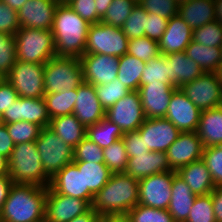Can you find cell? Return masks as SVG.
Here are the masks:
<instances>
[{
	"label": "cell",
	"instance_id": "obj_1",
	"mask_svg": "<svg viewBox=\"0 0 222 222\" xmlns=\"http://www.w3.org/2000/svg\"><path fill=\"white\" fill-rule=\"evenodd\" d=\"M89 26L68 4H58L51 29L56 56L80 58L85 53Z\"/></svg>",
	"mask_w": 222,
	"mask_h": 222
},
{
	"label": "cell",
	"instance_id": "obj_2",
	"mask_svg": "<svg viewBox=\"0 0 222 222\" xmlns=\"http://www.w3.org/2000/svg\"><path fill=\"white\" fill-rule=\"evenodd\" d=\"M139 203V180L126 173H112L91 203L101 217L126 215Z\"/></svg>",
	"mask_w": 222,
	"mask_h": 222
},
{
	"label": "cell",
	"instance_id": "obj_3",
	"mask_svg": "<svg viewBox=\"0 0 222 222\" xmlns=\"http://www.w3.org/2000/svg\"><path fill=\"white\" fill-rule=\"evenodd\" d=\"M48 187L14 184L9 192L0 222H34L45 216Z\"/></svg>",
	"mask_w": 222,
	"mask_h": 222
},
{
	"label": "cell",
	"instance_id": "obj_4",
	"mask_svg": "<svg viewBox=\"0 0 222 222\" xmlns=\"http://www.w3.org/2000/svg\"><path fill=\"white\" fill-rule=\"evenodd\" d=\"M8 174L14 184L48 187L51 181L43 168L35 141L15 144L8 158Z\"/></svg>",
	"mask_w": 222,
	"mask_h": 222
},
{
	"label": "cell",
	"instance_id": "obj_5",
	"mask_svg": "<svg viewBox=\"0 0 222 222\" xmlns=\"http://www.w3.org/2000/svg\"><path fill=\"white\" fill-rule=\"evenodd\" d=\"M17 60L45 64L56 56L52 30L20 27L14 34Z\"/></svg>",
	"mask_w": 222,
	"mask_h": 222
},
{
	"label": "cell",
	"instance_id": "obj_6",
	"mask_svg": "<svg viewBox=\"0 0 222 222\" xmlns=\"http://www.w3.org/2000/svg\"><path fill=\"white\" fill-rule=\"evenodd\" d=\"M84 82L79 58L54 56L45 63V94L73 90Z\"/></svg>",
	"mask_w": 222,
	"mask_h": 222
},
{
	"label": "cell",
	"instance_id": "obj_7",
	"mask_svg": "<svg viewBox=\"0 0 222 222\" xmlns=\"http://www.w3.org/2000/svg\"><path fill=\"white\" fill-rule=\"evenodd\" d=\"M128 42L121 28L100 21L88 28L85 53L121 57L128 51Z\"/></svg>",
	"mask_w": 222,
	"mask_h": 222
},
{
	"label": "cell",
	"instance_id": "obj_8",
	"mask_svg": "<svg viewBox=\"0 0 222 222\" xmlns=\"http://www.w3.org/2000/svg\"><path fill=\"white\" fill-rule=\"evenodd\" d=\"M35 144L41 156L43 168L50 177L73 162L74 148L65 143L48 127L41 129Z\"/></svg>",
	"mask_w": 222,
	"mask_h": 222
},
{
	"label": "cell",
	"instance_id": "obj_9",
	"mask_svg": "<svg viewBox=\"0 0 222 222\" xmlns=\"http://www.w3.org/2000/svg\"><path fill=\"white\" fill-rule=\"evenodd\" d=\"M45 64H36L16 60L10 72L5 76L19 97L44 98Z\"/></svg>",
	"mask_w": 222,
	"mask_h": 222
},
{
	"label": "cell",
	"instance_id": "obj_10",
	"mask_svg": "<svg viewBox=\"0 0 222 222\" xmlns=\"http://www.w3.org/2000/svg\"><path fill=\"white\" fill-rule=\"evenodd\" d=\"M180 89L201 111L222 105V86L217 72H204Z\"/></svg>",
	"mask_w": 222,
	"mask_h": 222
},
{
	"label": "cell",
	"instance_id": "obj_11",
	"mask_svg": "<svg viewBox=\"0 0 222 222\" xmlns=\"http://www.w3.org/2000/svg\"><path fill=\"white\" fill-rule=\"evenodd\" d=\"M176 171L150 175L139 180V203L143 206L167 210L171 200L173 177Z\"/></svg>",
	"mask_w": 222,
	"mask_h": 222
},
{
	"label": "cell",
	"instance_id": "obj_12",
	"mask_svg": "<svg viewBox=\"0 0 222 222\" xmlns=\"http://www.w3.org/2000/svg\"><path fill=\"white\" fill-rule=\"evenodd\" d=\"M105 118L118 125L123 133L137 131L146 120L139 91H130L108 108Z\"/></svg>",
	"mask_w": 222,
	"mask_h": 222
},
{
	"label": "cell",
	"instance_id": "obj_13",
	"mask_svg": "<svg viewBox=\"0 0 222 222\" xmlns=\"http://www.w3.org/2000/svg\"><path fill=\"white\" fill-rule=\"evenodd\" d=\"M84 82L94 86L108 84L117 78L119 57L84 53L80 58Z\"/></svg>",
	"mask_w": 222,
	"mask_h": 222
},
{
	"label": "cell",
	"instance_id": "obj_14",
	"mask_svg": "<svg viewBox=\"0 0 222 222\" xmlns=\"http://www.w3.org/2000/svg\"><path fill=\"white\" fill-rule=\"evenodd\" d=\"M90 207L86 200L59 194L48 186L44 217L48 222H69Z\"/></svg>",
	"mask_w": 222,
	"mask_h": 222
},
{
	"label": "cell",
	"instance_id": "obj_15",
	"mask_svg": "<svg viewBox=\"0 0 222 222\" xmlns=\"http://www.w3.org/2000/svg\"><path fill=\"white\" fill-rule=\"evenodd\" d=\"M141 138H144L149 151L166 152L169 146L178 138L181 131L168 119L146 118L138 128Z\"/></svg>",
	"mask_w": 222,
	"mask_h": 222
},
{
	"label": "cell",
	"instance_id": "obj_16",
	"mask_svg": "<svg viewBox=\"0 0 222 222\" xmlns=\"http://www.w3.org/2000/svg\"><path fill=\"white\" fill-rule=\"evenodd\" d=\"M4 124L18 121L36 123L42 128L48 127L50 117L44 98L19 97L13 105L3 113Z\"/></svg>",
	"mask_w": 222,
	"mask_h": 222
},
{
	"label": "cell",
	"instance_id": "obj_17",
	"mask_svg": "<svg viewBox=\"0 0 222 222\" xmlns=\"http://www.w3.org/2000/svg\"><path fill=\"white\" fill-rule=\"evenodd\" d=\"M200 114L201 110L177 88L171 96L165 118L181 132H196Z\"/></svg>",
	"mask_w": 222,
	"mask_h": 222
},
{
	"label": "cell",
	"instance_id": "obj_18",
	"mask_svg": "<svg viewBox=\"0 0 222 222\" xmlns=\"http://www.w3.org/2000/svg\"><path fill=\"white\" fill-rule=\"evenodd\" d=\"M203 144L196 132H181L166 151L170 168H179L202 159Z\"/></svg>",
	"mask_w": 222,
	"mask_h": 222
},
{
	"label": "cell",
	"instance_id": "obj_19",
	"mask_svg": "<svg viewBox=\"0 0 222 222\" xmlns=\"http://www.w3.org/2000/svg\"><path fill=\"white\" fill-rule=\"evenodd\" d=\"M173 84L155 82L139 87V94L146 118H164L173 92Z\"/></svg>",
	"mask_w": 222,
	"mask_h": 222
},
{
	"label": "cell",
	"instance_id": "obj_20",
	"mask_svg": "<svg viewBox=\"0 0 222 222\" xmlns=\"http://www.w3.org/2000/svg\"><path fill=\"white\" fill-rule=\"evenodd\" d=\"M49 186L59 194L84 199L90 205L93 201L94 194L90 190H84L83 170H79L74 162L51 177Z\"/></svg>",
	"mask_w": 222,
	"mask_h": 222
},
{
	"label": "cell",
	"instance_id": "obj_21",
	"mask_svg": "<svg viewBox=\"0 0 222 222\" xmlns=\"http://www.w3.org/2000/svg\"><path fill=\"white\" fill-rule=\"evenodd\" d=\"M77 95L73 114L85 127L105 118L106 110L99 102L94 85L83 82L77 87Z\"/></svg>",
	"mask_w": 222,
	"mask_h": 222
},
{
	"label": "cell",
	"instance_id": "obj_22",
	"mask_svg": "<svg viewBox=\"0 0 222 222\" xmlns=\"http://www.w3.org/2000/svg\"><path fill=\"white\" fill-rule=\"evenodd\" d=\"M57 5L50 0H27L17 12L20 27L51 30Z\"/></svg>",
	"mask_w": 222,
	"mask_h": 222
},
{
	"label": "cell",
	"instance_id": "obj_23",
	"mask_svg": "<svg viewBox=\"0 0 222 222\" xmlns=\"http://www.w3.org/2000/svg\"><path fill=\"white\" fill-rule=\"evenodd\" d=\"M193 30L179 17H171L167 22V27L158 41L160 53L162 55L185 51L192 41Z\"/></svg>",
	"mask_w": 222,
	"mask_h": 222
},
{
	"label": "cell",
	"instance_id": "obj_24",
	"mask_svg": "<svg viewBox=\"0 0 222 222\" xmlns=\"http://www.w3.org/2000/svg\"><path fill=\"white\" fill-rule=\"evenodd\" d=\"M172 171L168 163L166 152L149 151L147 154H136L129 157L125 173L136 180L150 175Z\"/></svg>",
	"mask_w": 222,
	"mask_h": 222
},
{
	"label": "cell",
	"instance_id": "obj_25",
	"mask_svg": "<svg viewBox=\"0 0 222 222\" xmlns=\"http://www.w3.org/2000/svg\"><path fill=\"white\" fill-rule=\"evenodd\" d=\"M165 56V66L168 67V80L177 88L192 82L204 71L185 51L167 54Z\"/></svg>",
	"mask_w": 222,
	"mask_h": 222
},
{
	"label": "cell",
	"instance_id": "obj_26",
	"mask_svg": "<svg viewBox=\"0 0 222 222\" xmlns=\"http://www.w3.org/2000/svg\"><path fill=\"white\" fill-rule=\"evenodd\" d=\"M176 173L197 196L208 195L215 188L211 173L202 159L179 168Z\"/></svg>",
	"mask_w": 222,
	"mask_h": 222
},
{
	"label": "cell",
	"instance_id": "obj_27",
	"mask_svg": "<svg viewBox=\"0 0 222 222\" xmlns=\"http://www.w3.org/2000/svg\"><path fill=\"white\" fill-rule=\"evenodd\" d=\"M196 133L204 148L222 144V105L201 111Z\"/></svg>",
	"mask_w": 222,
	"mask_h": 222
},
{
	"label": "cell",
	"instance_id": "obj_28",
	"mask_svg": "<svg viewBox=\"0 0 222 222\" xmlns=\"http://www.w3.org/2000/svg\"><path fill=\"white\" fill-rule=\"evenodd\" d=\"M171 192L167 210L172 215L174 222H186L197 195L177 174L173 177Z\"/></svg>",
	"mask_w": 222,
	"mask_h": 222
},
{
	"label": "cell",
	"instance_id": "obj_29",
	"mask_svg": "<svg viewBox=\"0 0 222 222\" xmlns=\"http://www.w3.org/2000/svg\"><path fill=\"white\" fill-rule=\"evenodd\" d=\"M188 26L194 30L215 18L214 0H191L178 5V13Z\"/></svg>",
	"mask_w": 222,
	"mask_h": 222
},
{
	"label": "cell",
	"instance_id": "obj_30",
	"mask_svg": "<svg viewBox=\"0 0 222 222\" xmlns=\"http://www.w3.org/2000/svg\"><path fill=\"white\" fill-rule=\"evenodd\" d=\"M48 128L72 148H75L86 137V127L74 114L50 119Z\"/></svg>",
	"mask_w": 222,
	"mask_h": 222
},
{
	"label": "cell",
	"instance_id": "obj_31",
	"mask_svg": "<svg viewBox=\"0 0 222 222\" xmlns=\"http://www.w3.org/2000/svg\"><path fill=\"white\" fill-rule=\"evenodd\" d=\"M185 53L206 73L217 72L222 64L220 47H208L192 40L185 49Z\"/></svg>",
	"mask_w": 222,
	"mask_h": 222
},
{
	"label": "cell",
	"instance_id": "obj_32",
	"mask_svg": "<svg viewBox=\"0 0 222 222\" xmlns=\"http://www.w3.org/2000/svg\"><path fill=\"white\" fill-rule=\"evenodd\" d=\"M117 79L130 91H138L146 62L125 53L119 57Z\"/></svg>",
	"mask_w": 222,
	"mask_h": 222
},
{
	"label": "cell",
	"instance_id": "obj_33",
	"mask_svg": "<svg viewBox=\"0 0 222 222\" xmlns=\"http://www.w3.org/2000/svg\"><path fill=\"white\" fill-rule=\"evenodd\" d=\"M79 170H83L84 190L94 195L109 181L112 172L104 163L74 162Z\"/></svg>",
	"mask_w": 222,
	"mask_h": 222
},
{
	"label": "cell",
	"instance_id": "obj_34",
	"mask_svg": "<svg viewBox=\"0 0 222 222\" xmlns=\"http://www.w3.org/2000/svg\"><path fill=\"white\" fill-rule=\"evenodd\" d=\"M124 133L115 123L107 118L98 123L86 127V137L95 142L100 148H105L122 138Z\"/></svg>",
	"mask_w": 222,
	"mask_h": 222
},
{
	"label": "cell",
	"instance_id": "obj_35",
	"mask_svg": "<svg viewBox=\"0 0 222 222\" xmlns=\"http://www.w3.org/2000/svg\"><path fill=\"white\" fill-rule=\"evenodd\" d=\"M77 96V88L70 91L64 89L60 93L45 94L44 99L50 119L73 114Z\"/></svg>",
	"mask_w": 222,
	"mask_h": 222
},
{
	"label": "cell",
	"instance_id": "obj_36",
	"mask_svg": "<svg viewBox=\"0 0 222 222\" xmlns=\"http://www.w3.org/2000/svg\"><path fill=\"white\" fill-rule=\"evenodd\" d=\"M104 164L112 173H125L129 157L122 138L103 148Z\"/></svg>",
	"mask_w": 222,
	"mask_h": 222
},
{
	"label": "cell",
	"instance_id": "obj_37",
	"mask_svg": "<svg viewBox=\"0 0 222 222\" xmlns=\"http://www.w3.org/2000/svg\"><path fill=\"white\" fill-rule=\"evenodd\" d=\"M95 90L99 102L105 110L130 92L117 78L108 84L95 86Z\"/></svg>",
	"mask_w": 222,
	"mask_h": 222
},
{
	"label": "cell",
	"instance_id": "obj_38",
	"mask_svg": "<svg viewBox=\"0 0 222 222\" xmlns=\"http://www.w3.org/2000/svg\"><path fill=\"white\" fill-rule=\"evenodd\" d=\"M136 4L131 0H112L101 22L121 28Z\"/></svg>",
	"mask_w": 222,
	"mask_h": 222
},
{
	"label": "cell",
	"instance_id": "obj_39",
	"mask_svg": "<svg viewBox=\"0 0 222 222\" xmlns=\"http://www.w3.org/2000/svg\"><path fill=\"white\" fill-rule=\"evenodd\" d=\"M127 53L144 62L156 58L161 54L158 41L146 36L130 39Z\"/></svg>",
	"mask_w": 222,
	"mask_h": 222
},
{
	"label": "cell",
	"instance_id": "obj_40",
	"mask_svg": "<svg viewBox=\"0 0 222 222\" xmlns=\"http://www.w3.org/2000/svg\"><path fill=\"white\" fill-rule=\"evenodd\" d=\"M155 82L172 84L168 80V67L165 66V56L162 54L146 62L140 78V86Z\"/></svg>",
	"mask_w": 222,
	"mask_h": 222
},
{
	"label": "cell",
	"instance_id": "obj_41",
	"mask_svg": "<svg viewBox=\"0 0 222 222\" xmlns=\"http://www.w3.org/2000/svg\"><path fill=\"white\" fill-rule=\"evenodd\" d=\"M130 222H174L168 210L137 204L127 214Z\"/></svg>",
	"mask_w": 222,
	"mask_h": 222
},
{
	"label": "cell",
	"instance_id": "obj_42",
	"mask_svg": "<svg viewBox=\"0 0 222 222\" xmlns=\"http://www.w3.org/2000/svg\"><path fill=\"white\" fill-rule=\"evenodd\" d=\"M8 134L15 144L36 141L39 138L42 127L28 121H18L5 124Z\"/></svg>",
	"mask_w": 222,
	"mask_h": 222
},
{
	"label": "cell",
	"instance_id": "obj_43",
	"mask_svg": "<svg viewBox=\"0 0 222 222\" xmlns=\"http://www.w3.org/2000/svg\"><path fill=\"white\" fill-rule=\"evenodd\" d=\"M192 40L208 47H220L222 44V25L214 20L193 30Z\"/></svg>",
	"mask_w": 222,
	"mask_h": 222
},
{
	"label": "cell",
	"instance_id": "obj_44",
	"mask_svg": "<svg viewBox=\"0 0 222 222\" xmlns=\"http://www.w3.org/2000/svg\"><path fill=\"white\" fill-rule=\"evenodd\" d=\"M146 15L147 12L137 3L121 27L129 40L146 36Z\"/></svg>",
	"mask_w": 222,
	"mask_h": 222
},
{
	"label": "cell",
	"instance_id": "obj_45",
	"mask_svg": "<svg viewBox=\"0 0 222 222\" xmlns=\"http://www.w3.org/2000/svg\"><path fill=\"white\" fill-rule=\"evenodd\" d=\"M17 60L14 35L0 32V74L6 76Z\"/></svg>",
	"mask_w": 222,
	"mask_h": 222
},
{
	"label": "cell",
	"instance_id": "obj_46",
	"mask_svg": "<svg viewBox=\"0 0 222 222\" xmlns=\"http://www.w3.org/2000/svg\"><path fill=\"white\" fill-rule=\"evenodd\" d=\"M186 222H216L211 194L196 196Z\"/></svg>",
	"mask_w": 222,
	"mask_h": 222
},
{
	"label": "cell",
	"instance_id": "obj_47",
	"mask_svg": "<svg viewBox=\"0 0 222 222\" xmlns=\"http://www.w3.org/2000/svg\"><path fill=\"white\" fill-rule=\"evenodd\" d=\"M73 162L104 163L103 148L85 137L74 148Z\"/></svg>",
	"mask_w": 222,
	"mask_h": 222
},
{
	"label": "cell",
	"instance_id": "obj_48",
	"mask_svg": "<svg viewBox=\"0 0 222 222\" xmlns=\"http://www.w3.org/2000/svg\"><path fill=\"white\" fill-rule=\"evenodd\" d=\"M202 160L211 173L215 187L222 186V146L204 148Z\"/></svg>",
	"mask_w": 222,
	"mask_h": 222
},
{
	"label": "cell",
	"instance_id": "obj_49",
	"mask_svg": "<svg viewBox=\"0 0 222 222\" xmlns=\"http://www.w3.org/2000/svg\"><path fill=\"white\" fill-rule=\"evenodd\" d=\"M138 4L147 13H153L168 20L178 13L176 0H139Z\"/></svg>",
	"mask_w": 222,
	"mask_h": 222
},
{
	"label": "cell",
	"instance_id": "obj_50",
	"mask_svg": "<svg viewBox=\"0 0 222 222\" xmlns=\"http://www.w3.org/2000/svg\"><path fill=\"white\" fill-rule=\"evenodd\" d=\"M20 29L18 13L0 2V32L14 35Z\"/></svg>",
	"mask_w": 222,
	"mask_h": 222
},
{
	"label": "cell",
	"instance_id": "obj_51",
	"mask_svg": "<svg viewBox=\"0 0 222 222\" xmlns=\"http://www.w3.org/2000/svg\"><path fill=\"white\" fill-rule=\"evenodd\" d=\"M68 6L89 24L99 23L101 21L96 11L95 0H71Z\"/></svg>",
	"mask_w": 222,
	"mask_h": 222
},
{
	"label": "cell",
	"instance_id": "obj_52",
	"mask_svg": "<svg viewBox=\"0 0 222 222\" xmlns=\"http://www.w3.org/2000/svg\"><path fill=\"white\" fill-rule=\"evenodd\" d=\"M168 19L153 13L146 15V37L159 41L167 27Z\"/></svg>",
	"mask_w": 222,
	"mask_h": 222
},
{
	"label": "cell",
	"instance_id": "obj_53",
	"mask_svg": "<svg viewBox=\"0 0 222 222\" xmlns=\"http://www.w3.org/2000/svg\"><path fill=\"white\" fill-rule=\"evenodd\" d=\"M122 140L125 143L128 157H133L136 154H147L149 152L146 149L144 138H141L138 130L124 133Z\"/></svg>",
	"mask_w": 222,
	"mask_h": 222
},
{
	"label": "cell",
	"instance_id": "obj_54",
	"mask_svg": "<svg viewBox=\"0 0 222 222\" xmlns=\"http://www.w3.org/2000/svg\"><path fill=\"white\" fill-rule=\"evenodd\" d=\"M18 98L19 96L16 90L4 79L0 83V112L3 114Z\"/></svg>",
	"mask_w": 222,
	"mask_h": 222
},
{
	"label": "cell",
	"instance_id": "obj_55",
	"mask_svg": "<svg viewBox=\"0 0 222 222\" xmlns=\"http://www.w3.org/2000/svg\"><path fill=\"white\" fill-rule=\"evenodd\" d=\"M15 143L8 134L7 127L5 124L0 126V155L9 158Z\"/></svg>",
	"mask_w": 222,
	"mask_h": 222
},
{
	"label": "cell",
	"instance_id": "obj_56",
	"mask_svg": "<svg viewBox=\"0 0 222 222\" xmlns=\"http://www.w3.org/2000/svg\"><path fill=\"white\" fill-rule=\"evenodd\" d=\"M216 222H222V186H217L210 193Z\"/></svg>",
	"mask_w": 222,
	"mask_h": 222
},
{
	"label": "cell",
	"instance_id": "obj_57",
	"mask_svg": "<svg viewBox=\"0 0 222 222\" xmlns=\"http://www.w3.org/2000/svg\"><path fill=\"white\" fill-rule=\"evenodd\" d=\"M14 185L9 175L0 176V212L7 200L11 187Z\"/></svg>",
	"mask_w": 222,
	"mask_h": 222
},
{
	"label": "cell",
	"instance_id": "obj_58",
	"mask_svg": "<svg viewBox=\"0 0 222 222\" xmlns=\"http://www.w3.org/2000/svg\"><path fill=\"white\" fill-rule=\"evenodd\" d=\"M101 218L102 217L90 207L85 213L78 215L69 222H100Z\"/></svg>",
	"mask_w": 222,
	"mask_h": 222
},
{
	"label": "cell",
	"instance_id": "obj_59",
	"mask_svg": "<svg viewBox=\"0 0 222 222\" xmlns=\"http://www.w3.org/2000/svg\"><path fill=\"white\" fill-rule=\"evenodd\" d=\"M111 3L112 0H95L96 11L101 19L106 14V11Z\"/></svg>",
	"mask_w": 222,
	"mask_h": 222
},
{
	"label": "cell",
	"instance_id": "obj_60",
	"mask_svg": "<svg viewBox=\"0 0 222 222\" xmlns=\"http://www.w3.org/2000/svg\"><path fill=\"white\" fill-rule=\"evenodd\" d=\"M100 222H130L127 215H110L102 217Z\"/></svg>",
	"mask_w": 222,
	"mask_h": 222
},
{
	"label": "cell",
	"instance_id": "obj_61",
	"mask_svg": "<svg viewBox=\"0 0 222 222\" xmlns=\"http://www.w3.org/2000/svg\"><path fill=\"white\" fill-rule=\"evenodd\" d=\"M26 1L27 0H2L3 3H5L6 5H8L10 8L14 9L17 12Z\"/></svg>",
	"mask_w": 222,
	"mask_h": 222
},
{
	"label": "cell",
	"instance_id": "obj_62",
	"mask_svg": "<svg viewBox=\"0 0 222 222\" xmlns=\"http://www.w3.org/2000/svg\"><path fill=\"white\" fill-rule=\"evenodd\" d=\"M215 18L222 25V0H214Z\"/></svg>",
	"mask_w": 222,
	"mask_h": 222
},
{
	"label": "cell",
	"instance_id": "obj_63",
	"mask_svg": "<svg viewBox=\"0 0 222 222\" xmlns=\"http://www.w3.org/2000/svg\"><path fill=\"white\" fill-rule=\"evenodd\" d=\"M8 174V159L0 155V176Z\"/></svg>",
	"mask_w": 222,
	"mask_h": 222
},
{
	"label": "cell",
	"instance_id": "obj_64",
	"mask_svg": "<svg viewBox=\"0 0 222 222\" xmlns=\"http://www.w3.org/2000/svg\"><path fill=\"white\" fill-rule=\"evenodd\" d=\"M217 75L219 77V81L221 83V86H222V64L220 65L218 71H217Z\"/></svg>",
	"mask_w": 222,
	"mask_h": 222
},
{
	"label": "cell",
	"instance_id": "obj_65",
	"mask_svg": "<svg viewBox=\"0 0 222 222\" xmlns=\"http://www.w3.org/2000/svg\"><path fill=\"white\" fill-rule=\"evenodd\" d=\"M188 1H191V0H176L177 4L180 5L184 2H188Z\"/></svg>",
	"mask_w": 222,
	"mask_h": 222
},
{
	"label": "cell",
	"instance_id": "obj_66",
	"mask_svg": "<svg viewBox=\"0 0 222 222\" xmlns=\"http://www.w3.org/2000/svg\"><path fill=\"white\" fill-rule=\"evenodd\" d=\"M4 124L3 114L0 112V126Z\"/></svg>",
	"mask_w": 222,
	"mask_h": 222
},
{
	"label": "cell",
	"instance_id": "obj_67",
	"mask_svg": "<svg viewBox=\"0 0 222 222\" xmlns=\"http://www.w3.org/2000/svg\"><path fill=\"white\" fill-rule=\"evenodd\" d=\"M50 1H52V2H54L56 4H62V0H50Z\"/></svg>",
	"mask_w": 222,
	"mask_h": 222
},
{
	"label": "cell",
	"instance_id": "obj_68",
	"mask_svg": "<svg viewBox=\"0 0 222 222\" xmlns=\"http://www.w3.org/2000/svg\"><path fill=\"white\" fill-rule=\"evenodd\" d=\"M34 222H48L46 219H45V217L44 218H42V219H40V220H38V221H34Z\"/></svg>",
	"mask_w": 222,
	"mask_h": 222
},
{
	"label": "cell",
	"instance_id": "obj_69",
	"mask_svg": "<svg viewBox=\"0 0 222 222\" xmlns=\"http://www.w3.org/2000/svg\"><path fill=\"white\" fill-rule=\"evenodd\" d=\"M71 0H62V3L68 4Z\"/></svg>",
	"mask_w": 222,
	"mask_h": 222
},
{
	"label": "cell",
	"instance_id": "obj_70",
	"mask_svg": "<svg viewBox=\"0 0 222 222\" xmlns=\"http://www.w3.org/2000/svg\"><path fill=\"white\" fill-rule=\"evenodd\" d=\"M4 79H5V77L0 74V83H1Z\"/></svg>",
	"mask_w": 222,
	"mask_h": 222
},
{
	"label": "cell",
	"instance_id": "obj_71",
	"mask_svg": "<svg viewBox=\"0 0 222 222\" xmlns=\"http://www.w3.org/2000/svg\"><path fill=\"white\" fill-rule=\"evenodd\" d=\"M131 1H134L135 3H139V0H131Z\"/></svg>",
	"mask_w": 222,
	"mask_h": 222
},
{
	"label": "cell",
	"instance_id": "obj_72",
	"mask_svg": "<svg viewBox=\"0 0 222 222\" xmlns=\"http://www.w3.org/2000/svg\"><path fill=\"white\" fill-rule=\"evenodd\" d=\"M220 50H221V57H222V44H221V46H220Z\"/></svg>",
	"mask_w": 222,
	"mask_h": 222
}]
</instances>
